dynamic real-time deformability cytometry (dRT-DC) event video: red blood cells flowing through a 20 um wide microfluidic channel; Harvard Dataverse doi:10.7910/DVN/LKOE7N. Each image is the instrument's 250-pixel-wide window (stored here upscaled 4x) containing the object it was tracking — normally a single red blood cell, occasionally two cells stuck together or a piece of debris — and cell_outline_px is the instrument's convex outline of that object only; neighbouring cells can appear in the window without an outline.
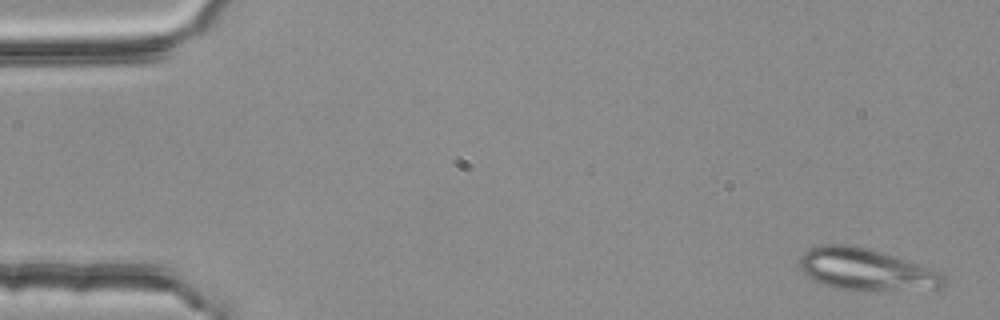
{"species": "common noctule bat (a hibernating species)", "species_latin": "Nyctalus noctula", "temperature_condition": "room temperature", "stored_images_in_passage": 4, "camera_frame_rate_fps": 3000, "um_per_image_px": 0.085, "animal": {"sex": "female", "body_mass_g": 25.1}, "frame": {"image": 1, "passage_image": 1, "time_ms": 0.0, "image_size_px": [1000, 320], "cell_outline_px": [[948, 280], [940, 288], [856, 292], [832, 288], [812, 280], [800, 268], [800, 256], [804, 252], [812, 248], [824, 244], [856, 244], [940, 272]], "centroid_in_image_um": [73.58, 22.94], "position_along_channel_um": 11.4, "area_um2": 35.43}}